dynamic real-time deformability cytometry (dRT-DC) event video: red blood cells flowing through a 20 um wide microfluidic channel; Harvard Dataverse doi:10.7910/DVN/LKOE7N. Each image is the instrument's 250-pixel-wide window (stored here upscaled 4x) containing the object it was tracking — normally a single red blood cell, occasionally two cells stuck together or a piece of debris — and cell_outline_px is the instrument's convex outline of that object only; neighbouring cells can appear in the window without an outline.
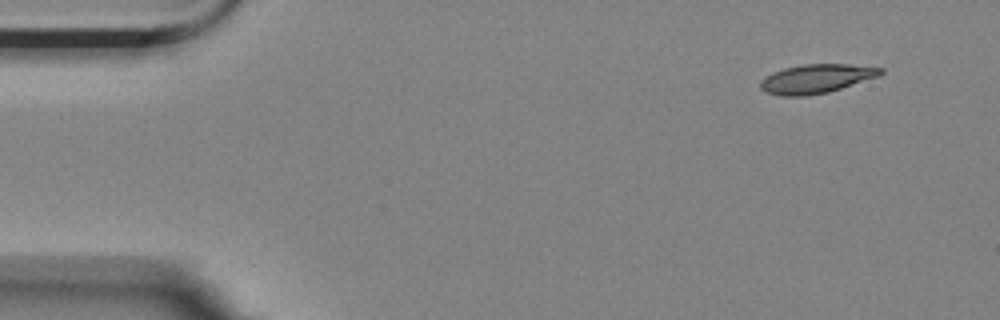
{"species": "Egyptian fruit bat (a non-hibernating species)", "species_latin": "Rousettus aegyptiacus", "temperature_condition": "room temperature", "stored_images_in_passage": 4, "camera_frame_rate_fps": 3000, "um_per_image_px": 0.085, "animal": {"sex": "female"}, "frame": {"image": 1, "passage_image": 1, "time_ms": 0.0, "image_size_px": [1000, 320], "cell_outline_px": [[884, 72], [880, 76], [828, 92], [808, 96], [780, 96], [764, 92], [760, 88], [760, 80], [772, 72], [784, 68], [804, 64], [848, 64], [884, 68]], "centroid_in_image_um": [69.37, 6.69], "position_along_channel_um": 15.6, "area_um2": 20.46}}
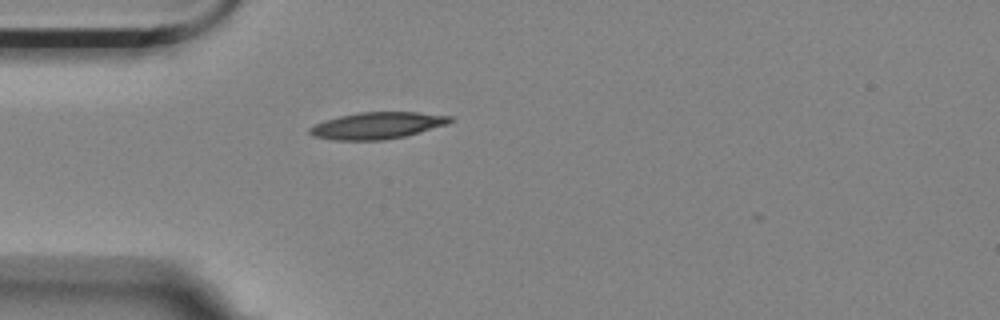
{"frame": {"image": 2, "passage_image": 4, "time_ms": 1.0, "image_size_px": [1000, 320], "cell_outline_px": [[452, 120], [448, 124], [420, 132], [404, 136], [384, 140], [336, 140], [312, 136], [308, 132], [308, 128], [324, 120], [340, 116], [360, 112], [416, 112], [452, 116]], "centroid_in_image_um": [32.05, 10.67], "position_along_channel_um": 52.9, "area_um2": 21.79}}